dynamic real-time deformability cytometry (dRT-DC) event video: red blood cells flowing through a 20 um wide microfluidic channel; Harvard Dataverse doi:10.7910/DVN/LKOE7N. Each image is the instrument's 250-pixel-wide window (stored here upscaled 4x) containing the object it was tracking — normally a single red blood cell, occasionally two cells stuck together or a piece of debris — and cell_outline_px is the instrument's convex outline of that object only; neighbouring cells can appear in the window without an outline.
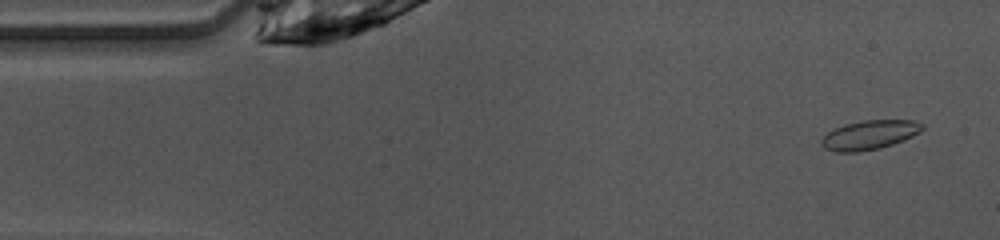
{"species": "common noctule bat (a hibernating species)", "species_latin": "Nyctalus noctula", "temperature_condition": "warm", "stored_images_in_passage": 48, "camera_frame_rate_fps": 3000, "um_per_image_px": 0.085, "animal": {"sex": "female", "body_mass_g": 10.0, "forearm_length_mm": 53.1}, "frame": {"image": 1, "passage_image": 3, "time_ms": 0.667, "image_size_px": [1000, 240], "cell_outline_px": [[924, 128], [920, 132], [904, 140], [880, 148], [860, 152], [836, 152], [824, 148], [820, 144], [820, 140], [828, 132], [844, 124], [864, 120], [912, 120], [924, 124]], "centroid_in_image_um": [73.9, 11.47], "position_along_channel_um": 11.1, "area_um2": 17.22}}
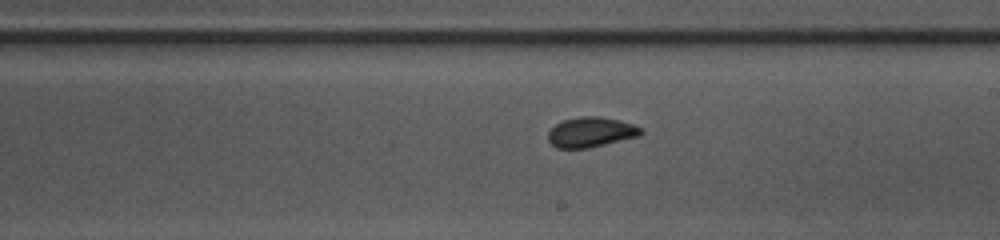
{"frame": {"image": 2, "passage_image": 26, "time_ms": 8.333, "image_size_px": [1000, 240], "cell_outline_px": [[644, 132], [640, 136], [588, 148], [556, 148], [548, 140], [548, 132], [556, 124], [564, 120], [580, 116], [600, 116], [620, 120], [632, 124], [640, 128]], "centroid_in_image_um": [50.23, 11.23], "position_along_channel_um": 238.8, "area_um2": 16.24}}
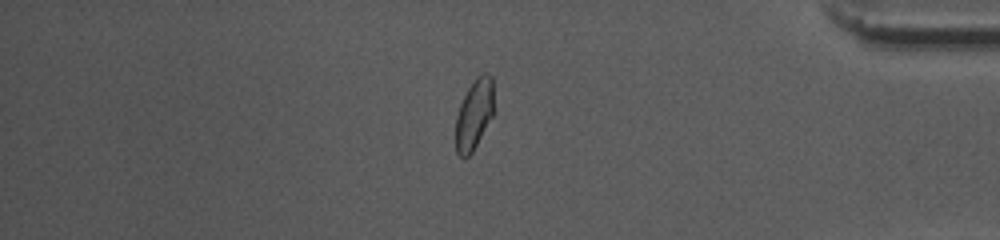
{"frame": {"image": 3, "passage_image": 40, "time_ms": 13.0, "image_size_px": [1000, 240], "cell_outline_px": [[492, 116], [472, 152], [468, 156], [460, 156], [456, 152], [456, 116], [460, 104], [468, 88], [476, 76], [480, 72], [488, 72], [492, 76]], "centroid_in_image_um": [40.29, 9.67], "position_along_channel_um": 394.9, "area_um2": 15.37}, "authors_computed_cell_mechanics": {"area_um2": 16.473, "velocity_mm_per_s": 4.0854, "shape_relaxation_time_tau1_ms": 2.4687, "shape_relaxation_time_tau2_ms": 1.1874, "deformation_change_tau1": 0.0902, "deformation_change_tau2": 0.0591}}